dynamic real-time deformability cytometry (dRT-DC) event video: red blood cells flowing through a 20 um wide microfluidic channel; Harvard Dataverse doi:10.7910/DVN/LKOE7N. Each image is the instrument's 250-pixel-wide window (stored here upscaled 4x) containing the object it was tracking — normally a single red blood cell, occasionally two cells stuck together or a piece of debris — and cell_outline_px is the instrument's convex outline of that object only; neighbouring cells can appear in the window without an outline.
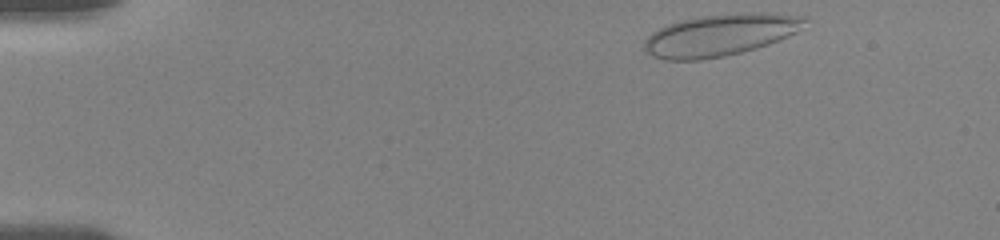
{"species": "human", "species_latin": "Homo sapiens", "temperature_condition": "room temperature", "stored_images_in_passage": 36, "camera_frame_rate_fps": 3000, "um_per_image_px": 0.085, "donor": {"sex": "female"}, "frame": {"image": 1, "passage_image": 1, "time_ms": 0.0, "image_size_px": [1000, 240], "cell_outline_px": [[812, 20], [808, 28], [768, 44], [756, 48], [724, 56], [700, 60], [664, 60], [652, 56], [644, 52], [644, 40], [652, 32], [668, 24], [680, 20], [700, 16], [740, 12], [768, 12], [808, 16]], "centroid_in_image_um": [61.32, 2.95], "position_along_channel_um": 23.7, "area_um2": 40.06}}
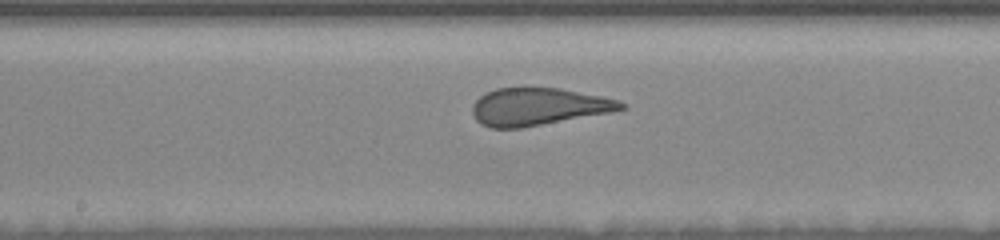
{"frame": {"image": 2, "passage_image": 18, "time_ms": 7.333, "image_size_px": [1000, 240], "cell_outline_px": [[628, 108], [608, 112], [520, 128], [488, 128], [480, 124], [476, 120], [472, 112], [472, 104], [484, 92], [496, 88], [560, 88], [600, 96], [616, 100], [624, 104]], "centroid_in_image_um": [45.67, 9.06], "position_along_channel_um": 202.5, "area_um2": 32.08}}
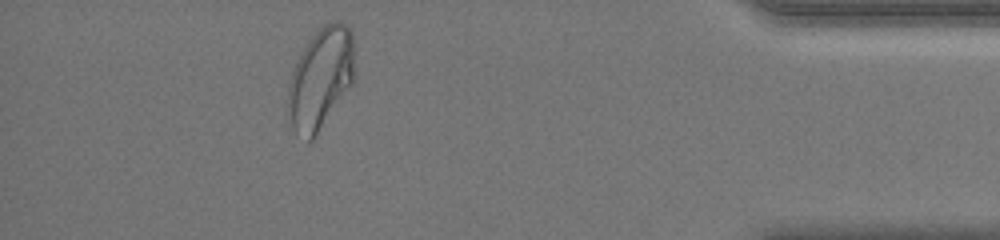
{"frame": {"image": 3, "passage_image": 34, "time_ms": 14.0, "image_size_px": [1000, 240], "cell_outline_px": [[356, 80], [316, 136], [312, 140], [308, 140], [296, 132], [292, 128], [288, 112], [288, 84], [296, 60], [312, 36], [324, 24], [332, 20], [340, 20], [352, 32], [356, 76]], "centroid_in_image_um": [27.29, 6.66], "position_along_channel_um": 407.9, "area_um2": 39.71}}